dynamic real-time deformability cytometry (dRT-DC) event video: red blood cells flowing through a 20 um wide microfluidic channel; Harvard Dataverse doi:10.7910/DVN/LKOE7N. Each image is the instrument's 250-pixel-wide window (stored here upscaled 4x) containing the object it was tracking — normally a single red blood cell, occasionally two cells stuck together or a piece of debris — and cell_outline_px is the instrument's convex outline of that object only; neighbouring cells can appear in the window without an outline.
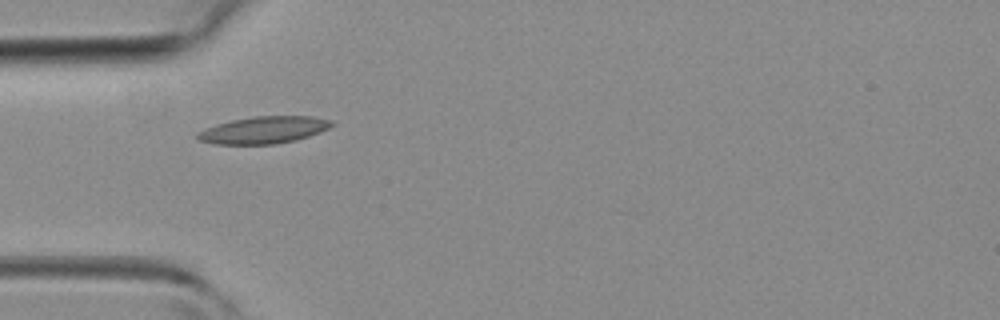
{"species": "common noctule bat (a hibernating species)", "species_latin": "Nyctalus noctula", "temperature_condition": "room temperature", "stored_images_in_passage": 26, "camera_frame_rate_fps": 3000, "um_per_image_px": 0.085, "animal": {"sex": "female", "body_mass_g": 19.3, "forearm_length_mm": 54.1}, "frame": {"image": 1, "passage_image": 1, "time_ms": 0.0, "image_size_px": [1000, 320], "cell_outline_px": [[336, 124], [320, 132], [308, 136], [276, 144], [216, 144], [200, 140], [196, 136], [204, 128], [232, 120], [252, 116], [312, 116], [332, 120]], "centroid_in_image_um": [22.45, 11.04], "position_along_channel_um": 62.5, "area_um2": 20.98}}
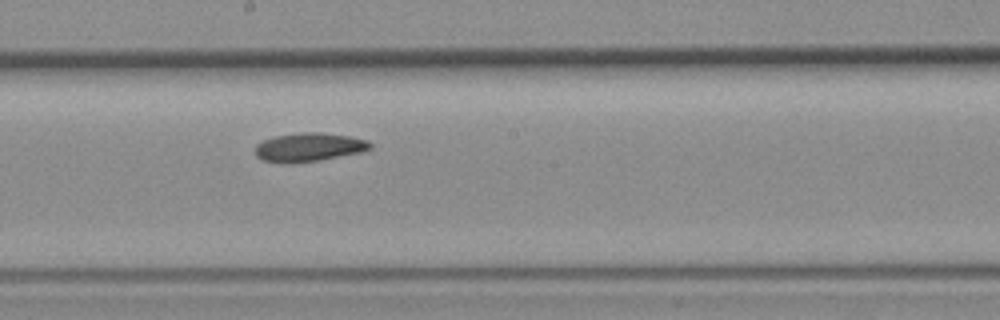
{"frame": {"image": 2, "passage_image": 11, "time_ms": 3.333, "image_size_px": [1000, 320], "cell_outline_px": [[372, 148], [360, 152], [316, 160], [260, 160], [256, 156], [256, 144], [264, 140], [276, 136], [304, 132], [320, 132], [348, 136], [368, 140], [372, 144]], "centroid_in_image_um": [26.31, 12.46], "position_along_channel_um": 221.9, "area_um2": 18.21}}
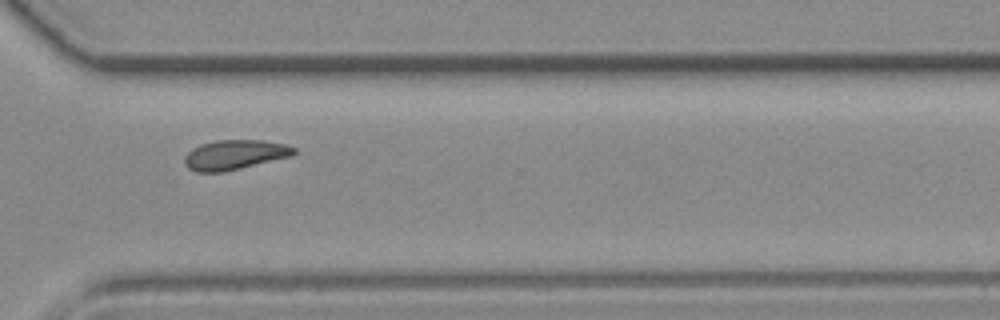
{"frame": {"image": 3, "passage_image": 19, "time_ms": 6.0, "image_size_px": [1000, 320], "cell_outline_px": [[296, 152], [292, 156], [224, 172], [196, 172], [188, 168], [184, 164], [184, 156], [192, 148], [200, 144], [216, 140], [264, 140], [284, 144], [296, 148]], "centroid_in_image_um": [19.93, 13.15], "position_along_channel_um": 350.7, "area_um2": 19.07}}